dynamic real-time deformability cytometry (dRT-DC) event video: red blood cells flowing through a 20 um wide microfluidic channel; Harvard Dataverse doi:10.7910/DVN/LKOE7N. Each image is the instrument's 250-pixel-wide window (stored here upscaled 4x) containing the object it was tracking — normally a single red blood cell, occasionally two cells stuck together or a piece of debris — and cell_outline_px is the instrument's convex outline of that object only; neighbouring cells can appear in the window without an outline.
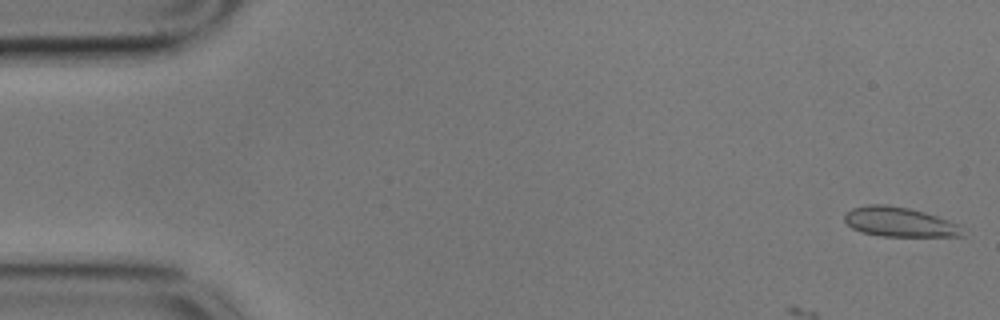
{"species": "common noctule bat (a hibernating species)", "species_latin": "Nyctalus noctula", "temperature_condition": "cold", "stored_images_in_passage": 15, "camera_frame_rate_fps": 3000, "um_per_image_px": 0.085, "animal": {"sex": "male", "body_mass_g": 17.9}, "frame": {"image": 1, "passage_image": 1, "time_ms": 0.0, "image_size_px": [1000, 320], "cell_outline_px": [[964, 236], [880, 236], [860, 232], [852, 228], [844, 220], [844, 212], [852, 208], [868, 204], [888, 204], [908, 208], [924, 212], [960, 224]], "centroid_in_image_um": [76.41, 18.86], "position_along_channel_um": 8.6, "area_um2": 20.46}}